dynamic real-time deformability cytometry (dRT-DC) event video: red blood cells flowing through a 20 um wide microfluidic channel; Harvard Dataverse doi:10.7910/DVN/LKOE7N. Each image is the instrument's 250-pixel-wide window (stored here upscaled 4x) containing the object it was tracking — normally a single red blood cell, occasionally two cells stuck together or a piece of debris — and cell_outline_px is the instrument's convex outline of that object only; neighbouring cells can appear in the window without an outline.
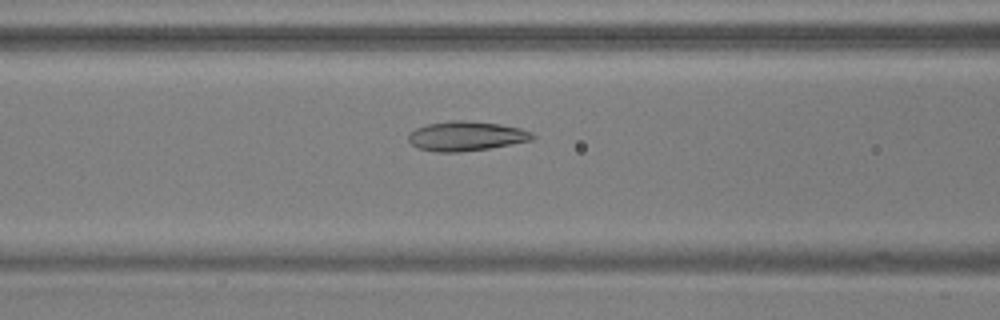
{"species": "common noctule bat (a hibernating species)", "species_latin": "Nyctalus noctula", "temperature_condition": "warm", "stored_images_in_passage": 38, "camera_frame_rate_fps": 3000, "um_per_image_px": 0.085, "animal": {"sex": "male", "body_mass_g": 17.9, "forearm_length_mm": 54.2}, "frame": {"image": 1, "passage_image": 11, "time_ms": 3.333, "image_size_px": [1000, 320], "cell_outline_px": [[536, 136], [532, 140], [488, 148], [460, 152], [436, 152], [416, 148], [408, 140], [408, 136], [416, 128], [428, 124], [452, 120], [464, 120], [500, 124], [520, 128], [532, 132]], "centroid_in_image_um": [39.62, 11.57], "position_along_channel_um": 127.0, "area_um2": 21.27}}
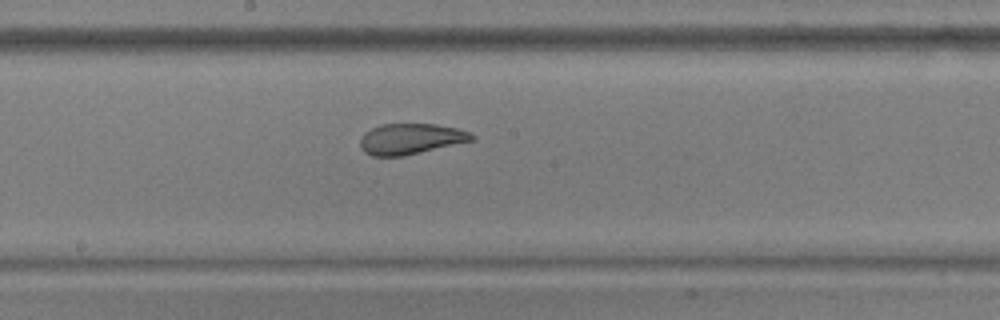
{"frame": {"image": 2, "passage_image": 18, "time_ms": 5.667, "image_size_px": [1000, 320], "cell_outline_px": [[476, 140], [404, 156], [372, 156], [364, 152], [360, 148], [360, 140], [364, 132], [380, 124], [436, 124], [456, 128], [472, 132], [476, 136]], "centroid_in_image_um": [34.94, 11.81], "position_along_channel_um": 213.3, "area_um2": 20.29}}
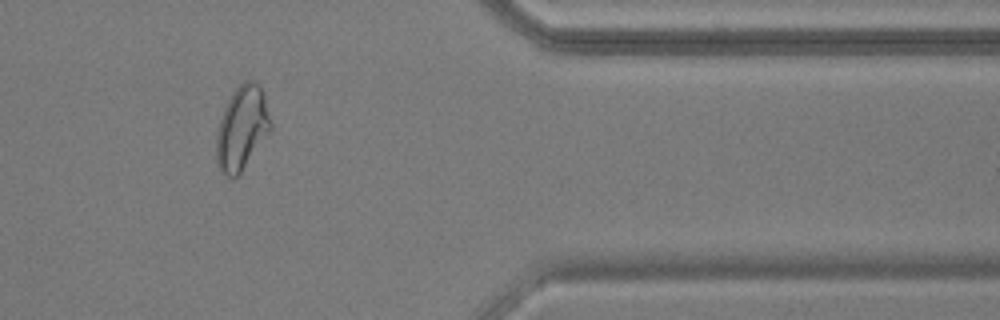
{"frame": {"image": 3, "passage_image": 34, "time_ms": 11.0, "image_size_px": [1000, 320], "cell_outline_px": [[272, 128], [240, 172], [232, 180], [220, 172], [216, 164], [216, 132], [224, 108], [232, 92], [244, 80], [256, 80], [264, 92], [272, 124]], "centroid_in_image_um": [20.55, 10.87], "position_along_channel_um": 390.8, "area_um2": 26.65}, "authors_computed_cell_mechanics": {"area_um2": 21.7617, "velocity_mm_per_s": 3.6964, "shape_relaxation_time_tau1_ms": null, "shape_relaxation_time_tau2_ms": 2.1094, "deformation_change_tau1": null, "deformation_change_tau2": 0.0347}}